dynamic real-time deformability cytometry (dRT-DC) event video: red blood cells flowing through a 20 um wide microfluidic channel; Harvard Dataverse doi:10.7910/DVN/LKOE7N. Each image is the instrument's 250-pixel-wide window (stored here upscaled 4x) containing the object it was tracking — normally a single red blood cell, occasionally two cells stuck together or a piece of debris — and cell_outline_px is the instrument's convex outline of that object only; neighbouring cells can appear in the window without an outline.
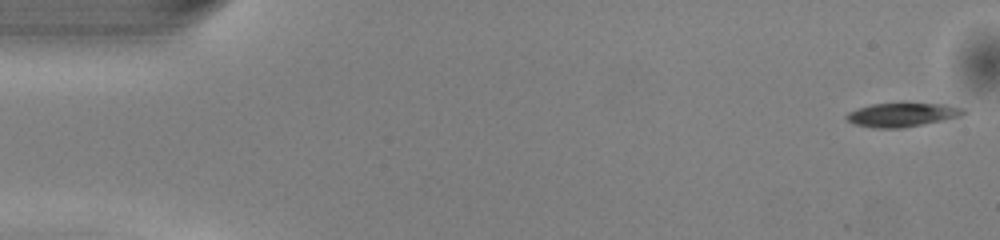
{"species": "common noctule bat (a hibernating species)", "species_latin": "Nyctalus noctula", "temperature_condition": "warm", "stored_images_in_passage": 37, "camera_frame_rate_fps": 3000, "um_per_image_px": 0.085, "animal": {"sex": "male", "body_mass_g": 13.0, "forearm_length_mm": 53.1}, "frame": {"image": 1, "passage_image": 1, "time_ms": 0.0, "image_size_px": [1000, 240], "cell_outline_px": [[968, 112], [960, 116], [900, 128], [872, 128], [852, 124], [844, 120], [844, 116], [848, 112], [856, 108], [872, 104], [900, 100], [948, 104], [964, 108]], "centroid_in_image_um": [76.63, 9.69], "position_along_channel_um": 8.4, "area_um2": 17.28}}
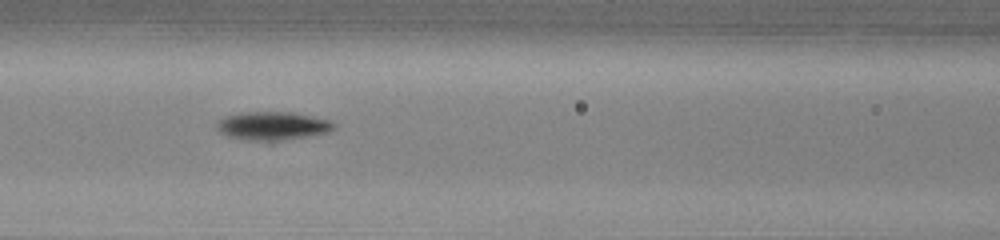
{"frame": {"image": 2, "passage_image": 21, "time_ms": 6.667, "image_size_px": [1000, 240], "cell_outline_px": [[336, 128], [328, 132], [272, 144], [268, 144], [228, 136], [220, 132], [216, 128], [216, 124], [224, 116], [240, 112], [292, 112], [328, 120], [336, 124]], "centroid_in_image_um": [23.16, 10.74], "position_along_channel_um": 143.4, "area_um2": 20.06}}
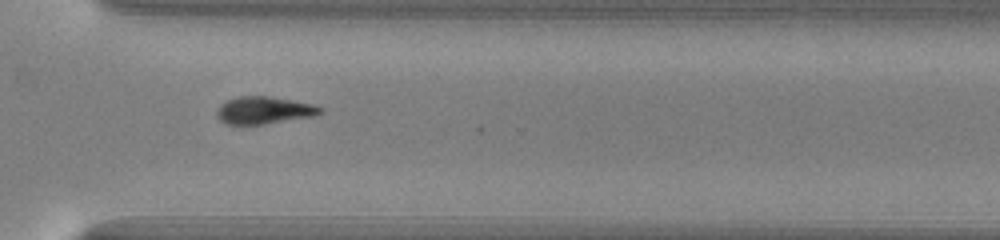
{"frame": {"image": 3, "passage_image": 36, "time_ms": 11.667, "image_size_px": [1000, 240], "cell_outline_px": [[324, 112], [312, 116], [264, 124], [228, 124], [220, 120], [216, 116], [216, 112], [220, 104], [228, 100], [240, 96], [268, 96], [292, 100], [312, 104], [324, 108]], "centroid_in_image_um": [22.44, 9.37], "position_along_channel_um": 348.2, "area_um2": 16.36}}